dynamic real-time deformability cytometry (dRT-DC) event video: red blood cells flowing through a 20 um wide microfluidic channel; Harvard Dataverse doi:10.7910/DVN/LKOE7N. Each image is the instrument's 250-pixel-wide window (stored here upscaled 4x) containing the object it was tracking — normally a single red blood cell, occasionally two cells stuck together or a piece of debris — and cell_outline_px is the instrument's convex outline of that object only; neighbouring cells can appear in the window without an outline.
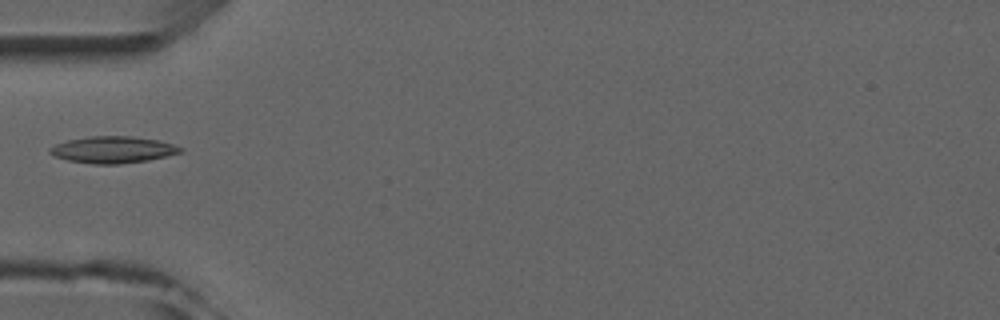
{"species": "common noctule bat (a hibernating species)", "species_latin": "Nyctalus noctula", "temperature_condition": "room temperature", "stored_images_in_passage": 7, "camera_frame_rate_fps": 3000, "um_per_image_px": 0.085, "animal": {"sex": "male", "forearm_length_mm": 52.5}, "frame": {"image": 1, "passage_image": 5, "time_ms": 4.667, "image_size_px": [1000, 320], "cell_outline_px": [[184, 152], [148, 160], [120, 164], [92, 164], [68, 160], [56, 156], [48, 152], [48, 148], [56, 144], [68, 140], [88, 136], [132, 136], [160, 140], [184, 148]], "centroid_in_image_um": [9.62, 12.72], "position_along_channel_um": 75.4, "area_um2": 20.4}}
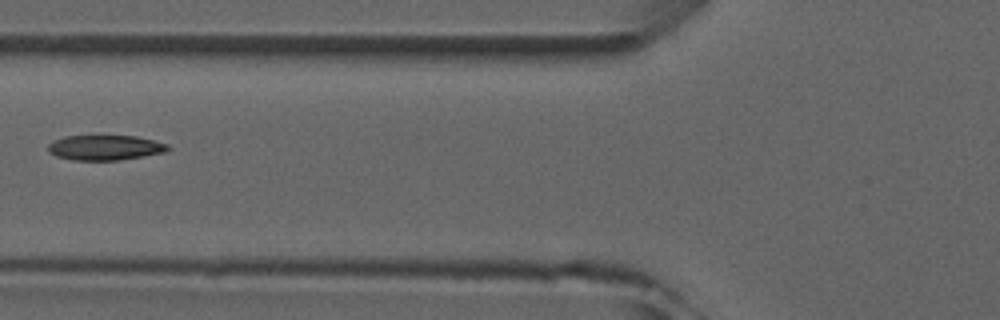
{"frame": {"image": 2, "passage_image": 6, "time_ms": 5.667, "image_size_px": [1000, 320], "cell_outline_px": [[172, 148], [164, 152], [116, 160], [72, 160], [56, 156], [48, 152], [48, 144], [52, 140], [64, 136], [136, 136], [168, 144]], "centroid_in_image_um": [8.88, 12.54], "position_along_channel_um": 116.9, "area_um2": 17.4}}
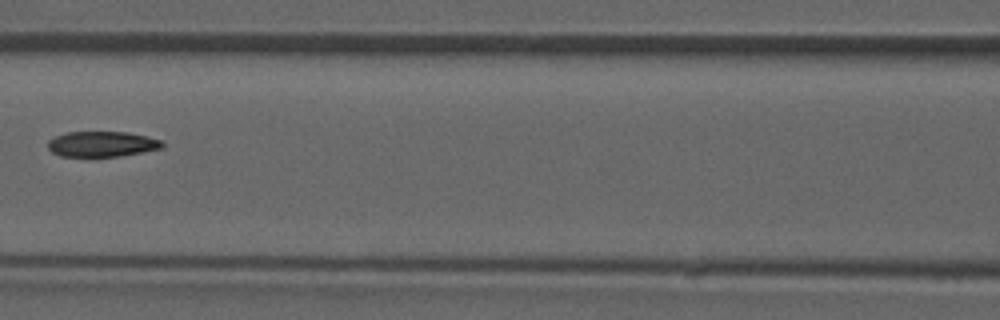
{"frame": {"image": 3, "passage_image": 7, "time_ms": 6.667, "image_size_px": [1000, 320], "cell_outline_px": [[164, 144], [160, 148], [120, 156], [60, 156], [52, 152], [48, 148], [48, 140], [56, 136], [68, 132], [128, 132], [160, 140]], "centroid_in_image_um": [8.62, 12.24], "position_along_channel_um": 158.0, "area_um2": 16.65}}